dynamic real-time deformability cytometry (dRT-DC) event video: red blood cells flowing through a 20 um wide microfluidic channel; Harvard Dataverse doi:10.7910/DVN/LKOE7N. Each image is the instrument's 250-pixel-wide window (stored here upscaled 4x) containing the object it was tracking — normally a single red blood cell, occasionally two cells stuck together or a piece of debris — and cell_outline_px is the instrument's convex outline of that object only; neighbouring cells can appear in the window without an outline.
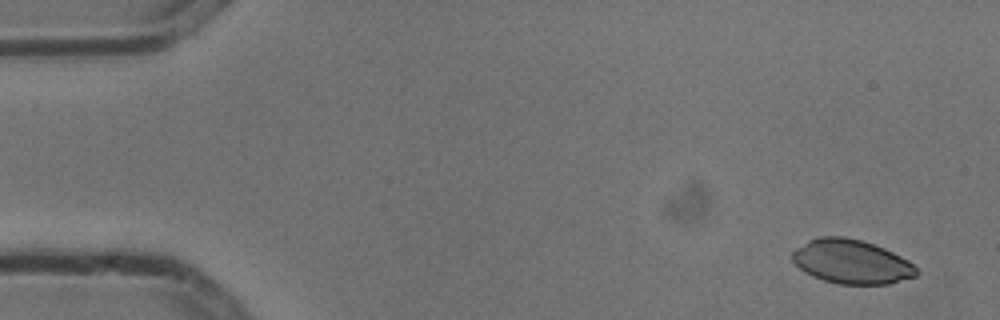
{"species": "common noctule bat (a hibernating species)", "species_latin": "Nyctalus noctula", "temperature_condition": "cold", "stored_images_in_passage": 9, "camera_frame_rate_fps": 3000, "um_per_image_px": 0.085, "animal": {"sex": "male", "body_mass_g": 13.3}, "frame": {"image": 1, "passage_image": 1, "time_ms": 0.0, "image_size_px": [1000, 320], "cell_outline_px": [[920, 272], [916, 276], [888, 284], [836, 284], [812, 276], [804, 272], [792, 260], [792, 252], [796, 248], [808, 240], [816, 236], [844, 236], [860, 240], [884, 248], [908, 260]], "centroid_in_image_um": [72.36, 22.24], "position_along_channel_um": 12.6, "area_um2": 31.91}}
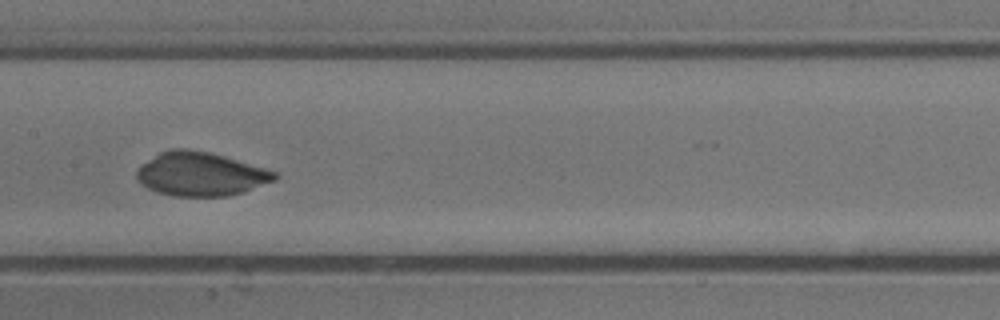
{"frame": {"image": 2, "passage_image": 8, "time_ms": 2.333, "image_size_px": [1000, 320], "cell_outline_px": [[280, 176], [276, 180], [244, 192], [228, 196], [172, 196], [156, 192], [148, 188], [136, 180], [136, 172], [144, 164], [160, 152], [172, 148], [184, 148], [208, 152], [224, 156], [264, 168], [276, 172]], "centroid_in_image_um": [17.07, 14.81], "position_along_channel_um": 190.3, "area_um2": 35.03}}
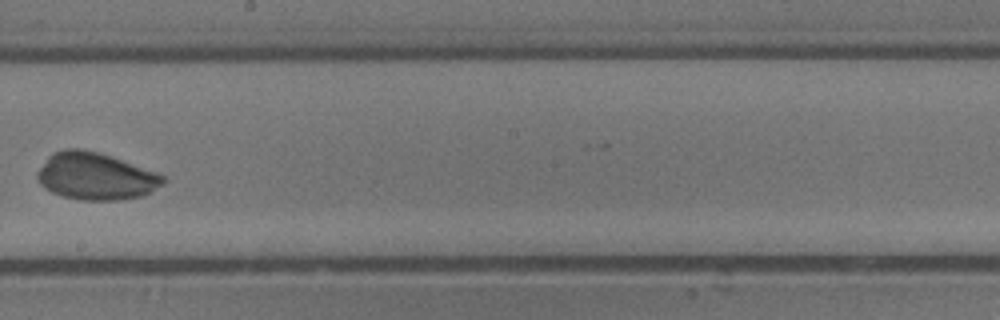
{"frame": {"image": 3, "passage_image": 9, "time_ms": 2.667, "image_size_px": [1000, 320], "cell_outline_px": [[168, 180], [164, 184], [140, 196], [120, 200], [80, 200], [60, 196], [44, 188], [36, 180], [36, 172], [48, 156], [52, 152], [64, 148], [80, 148], [100, 152], [156, 172], [164, 176]], "centroid_in_image_um": [8.08, 14.97], "position_along_channel_um": 240.1, "area_um2": 34.85}}